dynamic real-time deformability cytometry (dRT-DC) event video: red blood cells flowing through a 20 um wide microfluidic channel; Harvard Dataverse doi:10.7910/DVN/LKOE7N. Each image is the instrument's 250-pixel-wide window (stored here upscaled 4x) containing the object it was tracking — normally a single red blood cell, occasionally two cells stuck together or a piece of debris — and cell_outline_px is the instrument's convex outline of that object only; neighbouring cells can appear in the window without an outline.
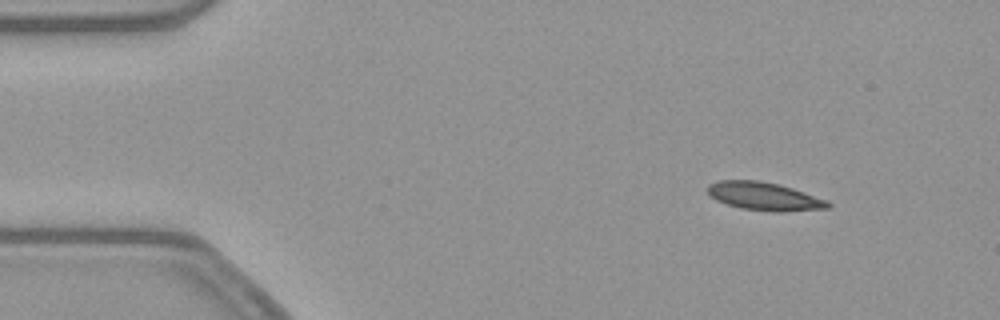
{"species": "common noctule bat (a hibernating species)", "species_latin": "Nyctalus noctula", "temperature_condition": "warm", "stored_images_in_passage": 52, "camera_frame_rate_fps": 3000, "um_per_image_px": 0.085, "animal": {"sex": "female", "body_mass_g": 21.9}, "frame": {"image": 1, "passage_image": 6, "time_ms": 1.667, "image_size_px": [1000, 320], "cell_outline_px": [[832, 204], [828, 208], [780, 212], [776, 212], [740, 208], [716, 200], [704, 188], [708, 184], [720, 180], [760, 180], [780, 184], [828, 200]], "centroid_in_image_um": [64.96, 16.67], "position_along_channel_um": 20.0, "area_um2": 19.83}}
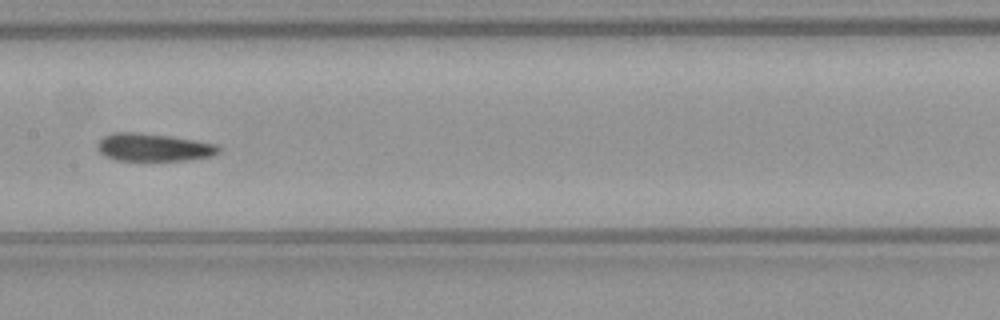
{"frame": {"image": 2, "passage_image": 26, "time_ms": 8.333, "image_size_px": [1000, 320], "cell_outline_px": [[220, 152], [212, 156], [188, 160], [116, 160], [104, 156], [96, 148], [96, 144], [104, 136], [112, 132], [140, 132], [172, 136], [216, 144], [220, 148]], "centroid_in_image_um": [13.03, 12.51], "position_along_channel_um": 194.4, "area_um2": 19.77}}
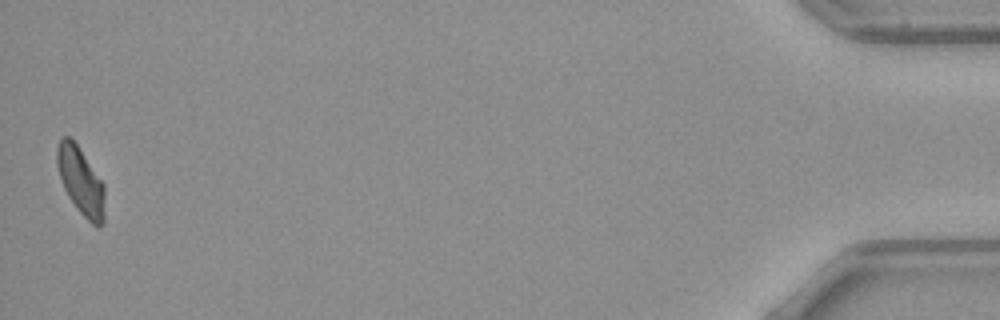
{"frame": {"image": 3, "passage_image": 52, "time_ms": 17.0, "image_size_px": [1000, 320], "cell_outline_px": [[104, 224], [100, 228], [96, 228], [76, 208], [68, 196], [64, 188], [56, 164], [56, 148], [60, 140], [64, 136], [68, 136], [76, 144], [104, 184]], "centroid_in_image_um": [6.87, 15.44], "position_along_channel_um": 428.3, "area_um2": 18.67}, "authors_computed_cell_mechanics": {"area_um2": 19.5653, "velocity_mm_per_s": 3.8705, "shape_relaxation_time_tau1_ms": 4.2809, "shape_relaxation_time_tau2_ms": 2.7164, "deformation_change_tau1": 0.1243, "deformation_change_tau2": 0.104}}